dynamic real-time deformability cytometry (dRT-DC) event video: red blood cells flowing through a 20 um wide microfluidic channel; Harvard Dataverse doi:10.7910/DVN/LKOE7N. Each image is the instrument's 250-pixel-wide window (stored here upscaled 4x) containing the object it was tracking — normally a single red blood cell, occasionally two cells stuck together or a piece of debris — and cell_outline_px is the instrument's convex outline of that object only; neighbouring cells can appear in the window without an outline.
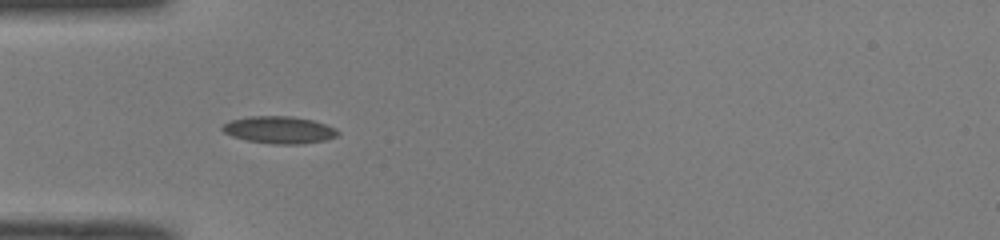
{"species": "common noctule bat (a hibernating species)", "species_latin": "Nyctalus noctula", "temperature_condition": "room temperature", "stored_images_in_passage": 38, "camera_frame_rate_fps": 3000, "um_per_image_px": 0.085, "animal": {"sex": "male", "body_mass_g": 19.0, "forearm_length_mm": 50.8}, "frame": {"image": 1, "passage_image": 4, "time_ms": 1.0, "image_size_px": [1000, 240], "cell_outline_px": [[340, 132], [336, 136], [324, 140], [300, 144], [272, 144], [248, 140], [232, 136], [224, 132], [220, 128], [224, 124], [232, 120], [248, 116], [292, 116], [312, 120], [336, 128]], "centroid_in_image_um": [23.73, 11.03], "position_along_channel_um": 61.3, "area_um2": 18.15}}
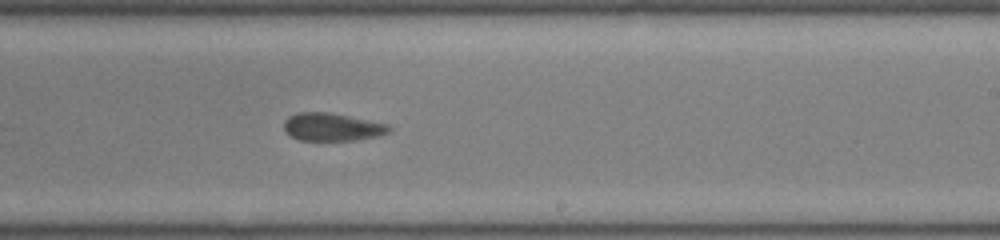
{"frame": {"image": 2, "passage_image": 19, "time_ms": 6.0, "image_size_px": [1000, 240], "cell_outline_px": [[392, 132], [380, 136], [360, 140], [300, 140], [292, 136], [284, 128], [284, 120], [288, 116], [296, 112], [332, 112], [388, 124], [392, 128]], "centroid_in_image_um": [28.29, 10.78], "position_along_channel_um": 260.7, "area_um2": 17.34}}
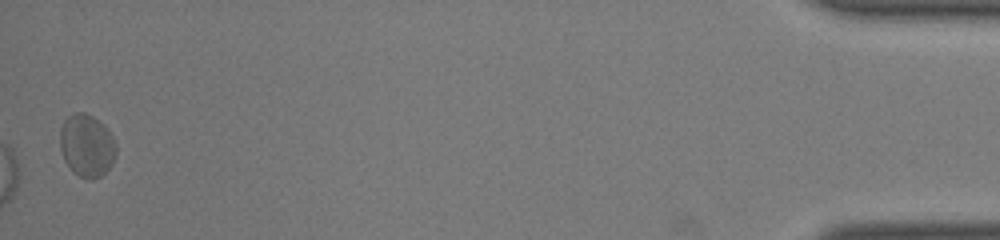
{"frame": {"image": 3, "passage_image": 38, "time_ms": 12.333, "image_size_px": [1000, 240], "cell_outline_px": [[116, 156], [112, 164], [100, 176], [80, 176], [72, 172], [64, 160], [60, 148], [60, 128], [64, 120], [72, 112], [84, 112], [100, 120], [108, 128], [116, 144]], "centroid_in_image_um": [7.37, 12.31], "position_along_channel_um": 427.8, "area_um2": 20.46}, "authors_computed_cell_mechanics": {"area_um2": 18.3226, "velocity_mm_per_s": 4.0548, "shape_relaxation_time_tau1_ms": null, "shape_relaxation_time_tau2_ms": 1.4681, "deformation_change_tau1": null, "deformation_change_tau2": 0.0663}}